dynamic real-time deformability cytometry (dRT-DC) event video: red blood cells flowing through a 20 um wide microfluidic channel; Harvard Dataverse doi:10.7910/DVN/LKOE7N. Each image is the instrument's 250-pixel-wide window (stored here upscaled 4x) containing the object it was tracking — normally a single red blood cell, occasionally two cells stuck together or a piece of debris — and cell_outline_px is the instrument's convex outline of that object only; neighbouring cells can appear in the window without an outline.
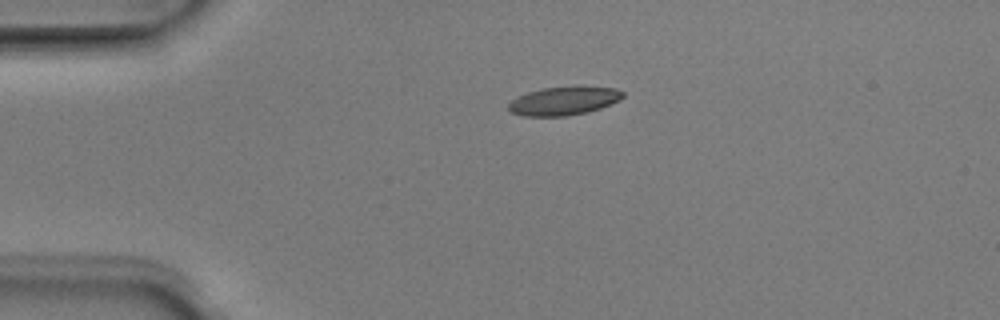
{"species": "Egyptian fruit bat (a non-hibernating species)", "species_latin": "Rousettus aegyptiacus", "temperature_condition": "room temperature", "stored_images_in_passage": 2, "camera_frame_rate_fps": 3000, "um_per_image_px": 0.085, "animal": {"sex": "male"}, "frame": {"image": 1, "passage_image": 1, "time_ms": 0.0, "image_size_px": [1000, 320], "cell_outline_px": [[624, 96], [620, 100], [600, 108], [588, 112], [564, 116], [524, 116], [512, 112], [508, 108], [508, 104], [512, 100], [528, 92], [544, 88], [576, 84], [616, 88], [624, 92]], "centroid_in_image_um": [47.99, 8.54], "position_along_channel_um": 37.0, "area_um2": 19.36}}